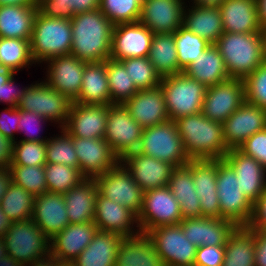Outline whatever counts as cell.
<instances>
[{
    "label": "cell",
    "instance_id": "6da1fadb",
    "mask_svg": "<svg viewBox=\"0 0 266 266\" xmlns=\"http://www.w3.org/2000/svg\"><path fill=\"white\" fill-rule=\"evenodd\" d=\"M71 53L78 59L104 62L111 55V40L114 25L100 9L75 14L71 19Z\"/></svg>",
    "mask_w": 266,
    "mask_h": 266
},
{
    "label": "cell",
    "instance_id": "7a4b0ae2",
    "mask_svg": "<svg viewBox=\"0 0 266 266\" xmlns=\"http://www.w3.org/2000/svg\"><path fill=\"white\" fill-rule=\"evenodd\" d=\"M190 160L223 159L229 148L224 142L223 123L212 121L202 112L174 120Z\"/></svg>",
    "mask_w": 266,
    "mask_h": 266
},
{
    "label": "cell",
    "instance_id": "3957f363",
    "mask_svg": "<svg viewBox=\"0 0 266 266\" xmlns=\"http://www.w3.org/2000/svg\"><path fill=\"white\" fill-rule=\"evenodd\" d=\"M225 62L229 77L244 80L266 61L263 32H224L214 44Z\"/></svg>",
    "mask_w": 266,
    "mask_h": 266
},
{
    "label": "cell",
    "instance_id": "277c9868",
    "mask_svg": "<svg viewBox=\"0 0 266 266\" xmlns=\"http://www.w3.org/2000/svg\"><path fill=\"white\" fill-rule=\"evenodd\" d=\"M31 55L37 64L52 57L68 55L72 47L71 20L50 18L36 12L30 40Z\"/></svg>",
    "mask_w": 266,
    "mask_h": 266
},
{
    "label": "cell",
    "instance_id": "5b68a950",
    "mask_svg": "<svg viewBox=\"0 0 266 266\" xmlns=\"http://www.w3.org/2000/svg\"><path fill=\"white\" fill-rule=\"evenodd\" d=\"M137 152L174 167L185 166L190 161L173 120L143 128Z\"/></svg>",
    "mask_w": 266,
    "mask_h": 266
},
{
    "label": "cell",
    "instance_id": "8992f818",
    "mask_svg": "<svg viewBox=\"0 0 266 266\" xmlns=\"http://www.w3.org/2000/svg\"><path fill=\"white\" fill-rule=\"evenodd\" d=\"M160 86L170 120L202 111L207 87L184 72L162 77Z\"/></svg>",
    "mask_w": 266,
    "mask_h": 266
},
{
    "label": "cell",
    "instance_id": "52a82bcc",
    "mask_svg": "<svg viewBox=\"0 0 266 266\" xmlns=\"http://www.w3.org/2000/svg\"><path fill=\"white\" fill-rule=\"evenodd\" d=\"M3 239L8 255L24 265L50 256V239L32 219L12 222Z\"/></svg>",
    "mask_w": 266,
    "mask_h": 266
},
{
    "label": "cell",
    "instance_id": "ba28073f",
    "mask_svg": "<svg viewBox=\"0 0 266 266\" xmlns=\"http://www.w3.org/2000/svg\"><path fill=\"white\" fill-rule=\"evenodd\" d=\"M217 195L220 218L232 221L236 226H248L253 203L241 193L239 179L232 167L224 160H217Z\"/></svg>",
    "mask_w": 266,
    "mask_h": 266
},
{
    "label": "cell",
    "instance_id": "9c48e42d",
    "mask_svg": "<svg viewBox=\"0 0 266 266\" xmlns=\"http://www.w3.org/2000/svg\"><path fill=\"white\" fill-rule=\"evenodd\" d=\"M72 101L64 94L50 87L45 81L30 84L17 108L35 112L37 115L59 124L63 128L67 123Z\"/></svg>",
    "mask_w": 266,
    "mask_h": 266
},
{
    "label": "cell",
    "instance_id": "30bf717a",
    "mask_svg": "<svg viewBox=\"0 0 266 266\" xmlns=\"http://www.w3.org/2000/svg\"><path fill=\"white\" fill-rule=\"evenodd\" d=\"M141 233L167 225L179 224L183 218L180 205L168 186L145 191L142 209L137 217Z\"/></svg>",
    "mask_w": 266,
    "mask_h": 266
},
{
    "label": "cell",
    "instance_id": "8fae6325",
    "mask_svg": "<svg viewBox=\"0 0 266 266\" xmlns=\"http://www.w3.org/2000/svg\"><path fill=\"white\" fill-rule=\"evenodd\" d=\"M165 266H194L197 247L180 224L159 226L146 233Z\"/></svg>",
    "mask_w": 266,
    "mask_h": 266
},
{
    "label": "cell",
    "instance_id": "7c38bea8",
    "mask_svg": "<svg viewBox=\"0 0 266 266\" xmlns=\"http://www.w3.org/2000/svg\"><path fill=\"white\" fill-rule=\"evenodd\" d=\"M95 180L102 196L123 205L138 217L143 205L144 191L121 162L95 177Z\"/></svg>",
    "mask_w": 266,
    "mask_h": 266
},
{
    "label": "cell",
    "instance_id": "4fadbf2b",
    "mask_svg": "<svg viewBox=\"0 0 266 266\" xmlns=\"http://www.w3.org/2000/svg\"><path fill=\"white\" fill-rule=\"evenodd\" d=\"M143 128L131 117L123 104L108 105V120L104 139L120 160L136 152Z\"/></svg>",
    "mask_w": 266,
    "mask_h": 266
},
{
    "label": "cell",
    "instance_id": "5bb4252c",
    "mask_svg": "<svg viewBox=\"0 0 266 266\" xmlns=\"http://www.w3.org/2000/svg\"><path fill=\"white\" fill-rule=\"evenodd\" d=\"M244 102V81L230 78L206 88L201 112L208 119L223 123Z\"/></svg>",
    "mask_w": 266,
    "mask_h": 266
},
{
    "label": "cell",
    "instance_id": "9a60e30c",
    "mask_svg": "<svg viewBox=\"0 0 266 266\" xmlns=\"http://www.w3.org/2000/svg\"><path fill=\"white\" fill-rule=\"evenodd\" d=\"M79 170L85 178H95L116 167L120 158L104 138L73 137Z\"/></svg>",
    "mask_w": 266,
    "mask_h": 266
},
{
    "label": "cell",
    "instance_id": "2e32d148",
    "mask_svg": "<svg viewBox=\"0 0 266 266\" xmlns=\"http://www.w3.org/2000/svg\"><path fill=\"white\" fill-rule=\"evenodd\" d=\"M154 33L139 21L113 27L110 59L148 57Z\"/></svg>",
    "mask_w": 266,
    "mask_h": 266
},
{
    "label": "cell",
    "instance_id": "e0dca14e",
    "mask_svg": "<svg viewBox=\"0 0 266 266\" xmlns=\"http://www.w3.org/2000/svg\"><path fill=\"white\" fill-rule=\"evenodd\" d=\"M45 63L48 68L44 81L73 102L80 93L84 68L88 62L68 54L52 57Z\"/></svg>",
    "mask_w": 266,
    "mask_h": 266
},
{
    "label": "cell",
    "instance_id": "ac0fdd59",
    "mask_svg": "<svg viewBox=\"0 0 266 266\" xmlns=\"http://www.w3.org/2000/svg\"><path fill=\"white\" fill-rule=\"evenodd\" d=\"M266 129V109L244 102L223 122L224 142L238 148L256 132Z\"/></svg>",
    "mask_w": 266,
    "mask_h": 266
},
{
    "label": "cell",
    "instance_id": "d6986e66",
    "mask_svg": "<svg viewBox=\"0 0 266 266\" xmlns=\"http://www.w3.org/2000/svg\"><path fill=\"white\" fill-rule=\"evenodd\" d=\"M184 0H145L138 21L154 34L174 33L183 26Z\"/></svg>",
    "mask_w": 266,
    "mask_h": 266
},
{
    "label": "cell",
    "instance_id": "ffe728a7",
    "mask_svg": "<svg viewBox=\"0 0 266 266\" xmlns=\"http://www.w3.org/2000/svg\"><path fill=\"white\" fill-rule=\"evenodd\" d=\"M120 162L144 192L168 186L171 173L175 168L168 162L137 151L128 153Z\"/></svg>",
    "mask_w": 266,
    "mask_h": 266
},
{
    "label": "cell",
    "instance_id": "44dd1931",
    "mask_svg": "<svg viewBox=\"0 0 266 266\" xmlns=\"http://www.w3.org/2000/svg\"><path fill=\"white\" fill-rule=\"evenodd\" d=\"M108 120V105H86L72 102L63 129L72 137L104 138Z\"/></svg>",
    "mask_w": 266,
    "mask_h": 266
},
{
    "label": "cell",
    "instance_id": "7402d4cb",
    "mask_svg": "<svg viewBox=\"0 0 266 266\" xmlns=\"http://www.w3.org/2000/svg\"><path fill=\"white\" fill-rule=\"evenodd\" d=\"M94 223L98 231L118 233L123 237H132L141 233L137 216L132 211L102 196L99 192L96 197Z\"/></svg>",
    "mask_w": 266,
    "mask_h": 266
},
{
    "label": "cell",
    "instance_id": "603a6c76",
    "mask_svg": "<svg viewBox=\"0 0 266 266\" xmlns=\"http://www.w3.org/2000/svg\"><path fill=\"white\" fill-rule=\"evenodd\" d=\"M186 166L192 171L193 183L200 199L201 217L220 218L217 160H190Z\"/></svg>",
    "mask_w": 266,
    "mask_h": 266
},
{
    "label": "cell",
    "instance_id": "cb8c5ba5",
    "mask_svg": "<svg viewBox=\"0 0 266 266\" xmlns=\"http://www.w3.org/2000/svg\"><path fill=\"white\" fill-rule=\"evenodd\" d=\"M98 228L94 222L68 224L50 239V256L58 262H73L92 242Z\"/></svg>",
    "mask_w": 266,
    "mask_h": 266
},
{
    "label": "cell",
    "instance_id": "d4e9b609",
    "mask_svg": "<svg viewBox=\"0 0 266 266\" xmlns=\"http://www.w3.org/2000/svg\"><path fill=\"white\" fill-rule=\"evenodd\" d=\"M223 159L239 179L241 193L254 204L266 189V169L238 148L229 149Z\"/></svg>",
    "mask_w": 266,
    "mask_h": 266
},
{
    "label": "cell",
    "instance_id": "484cf974",
    "mask_svg": "<svg viewBox=\"0 0 266 266\" xmlns=\"http://www.w3.org/2000/svg\"><path fill=\"white\" fill-rule=\"evenodd\" d=\"M123 105L142 128L170 120L160 85L151 89L138 90Z\"/></svg>",
    "mask_w": 266,
    "mask_h": 266
},
{
    "label": "cell",
    "instance_id": "4316f807",
    "mask_svg": "<svg viewBox=\"0 0 266 266\" xmlns=\"http://www.w3.org/2000/svg\"><path fill=\"white\" fill-rule=\"evenodd\" d=\"M183 234L196 247L225 246L227 238L237 227L232 221L222 218H186L179 223Z\"/></svg>",
    "mask_w": 266,
    "mask_h": 266
},
{
    "label": "cell",
    "instance_id": "83f0119b",
    "mask_svg": "<svg viewBox=\"0 0 266 266\" xmlns=\"http://www.w3.org/2000/svg\"><path fill=\"white\" fill-rule=\"evenodd\" d=\"M66 211L63 193L46 192L35 197L31 219L52 239L70 224Z\"/></svg>",
    "mask_w": 266,
    "mask_h": 266
},
{
    "label": "cell",
    "instance_id": "f1b7e54d",
    "mask_svg": "<svg viewBox=\"0 0 266 266\" xmlns=\"http://www.w3.org/2000/svg\"><path fill=\"white\" fill-rule=\"evenodd\" d=\"M218 7L224 32H263L258 20L257 0H224Z\"/></svg>",
    "mask_w": 266,
    "mask_h": 266
},
{
    "label": "cell",
    "instance_id": "f546056e",
    "mask_svg": "<svg viewBox=\"0 0 266 266\" xmlns=\"http://www.w3.org/2000/svg\"><path fill=\"white\" fill-rule=\"evenodd\" d=\"M97 192L95 178H84L78 185L64 193L70 224L94 222Z\"/></svg>",
    "mask_w": 266,
    "mask_h": 266
},
{
    "label": "cell",
    "instance_id": "4dcf8cb0",
    "mask_svg": "<svg viewBox=\"0 0 266 266\" xmlns=\"http://www.w3.org/2000/svg\"><path fill=\"white\" fill-rule=\"evenodd\" d=\"M183 14V27L215 44L224 33L221 11L218 6L191 5ZM187 9V11H186Z\"/></svg>",
    "mask_w": 266,
    "mask_h": 266
},
{
    "label": "cell",
    "instance_id": "1f68e13d",
    "mask_svg": "<svg viewBox=\"0 0 266 266\" xmlns=\"http://www.w3.org/2000/svg\"><path fill=\"white\" fill-rule=\"evenodd\" d=\"M115 266H165L145 233L123 237L117 249Z\"/></svg>",
    "mask_w": 266,
    "mask_h": 266
},
{
    "label": "cell",
    "instance_id": "d6a6232c",
    "mask_svg": "<svg viewBox=\"0 0 266 266\" xmlns=\"http://www.w3.org/2000/svg\"><path fill=\"white\" fill-rule=\"evenodd\" d=\"M73 102L86 105H111L106 61L85 65L80 93Z\"/></svg>",
    "mask_w": 266,
    "mask_h": 266
},
{
    "label": "cell",
    "instance_id": "836d02e7",
    "mask_svg": "<svg viewBox=\"0 0 266 266\" xmlns=\"http://www.w3.org/2000/svg\"><path fill=\"white\" fill-rule=\"evenodd\" d=\"M188 77L205 87L215 86L230 79L223 57L214 44L196 58L184 71Z\"/></svg>",
    "mask_w": 266,
    "mask_h": 266
},
{
    "label": "cell",
    "instance_id": "e575fe53",
    "mask_svg": "<svg viewBox=\"0 0 266 266\" xmlns=\"http://www.w3.org/2000/svg\"><path fill=\"white\" fill-rule=\"evenodd\" d=\"M122 238L118 233L97 231L92 242L72 263L75 266H115Z\"/></svg>",
    "mask_w": 266,
    "mask_h": 266
},
{
    "label": "cell",
    "instance_id": "d590c367",
    "mask_svg": "<svg viewBox=\"0 0 266 266\" xmlns=\"http://www.w3.org/2000/svg\"><path fill=\"white\" fill-rule=\"evenodd\" d=\"M38 6H0V37L31 40Z\"/></svg>",
    "mask_w": 266,
    "mask_h": 266
},
{
    "label": "cell",
    "instance_id": "8d00e7d4",
    "mask_svg": "<svg viewBox=\"0 0 266 266\" xmlns=\"http://www.w3.org/2000/svg\"><path fill=\"white\" fill-rule=\"evenodd\" d=\"M168 188L180 205L183 219L201 217L200 199L193 183L192 171L186 165L173 169Z\"/></svg>",
    "mask_w": 266,
    "mask_h": 266
},
{
    "label": "cell",
    "instance_id": "74e56055",
    "mask_svg": "<svg viewBox=\"0 0 266 266\" xmlns=\"http://www.w3.org/2000/svg\"><path fill=\"white\" fill-rule=\"evenodd\" d=\"M224 247L222 266H255V229L237 226Z\"/></svg>",
    "mask_w": 266,
    "mask_h": 266
},
{
    "label": "cell",
    "instance_id": "f35d334b",
    "mask_svg": "<svg viewBox=\"0 0 266 266\" xmlns=\"http://www.w3.org/2000/svg\"><path fill=\"white\" fill-rule=\"evenodd\" d=\"M148 58L161 77L179 74L174 33L154 34Z\"/></svg>",
    "mask_w": 266,
    "mask_h": 266
},
{
    "label": "cell",
    "instance_id": "ab89813d",
    "mask_svg": "<svg viewBox=\"0 0 266 266\" xmlns=\"http://www.w3.org/2000/svg\"><path fill=\"white\" fill-rule=\"evenodd\" d=\"M0 64L14 74L36 64L31 55L30 40L0 37Z\"/></svg>",
    "mask_w": 266,
    "mask_h": 266
},
{
    "label": "cell",
    "instance_id": "60d3db41",
    "mask_svg": "<svg viewBox=\"0 0 266 266\" xmlns=\"http://www.w3.org/2000/svg\"><path fill=\"white\" fill-rule=\"evenodd\" d=\"M35 197L13 182L7 188L0 207L11 221H24L33 215Z\"/></svg>",
    "mask_w": 266,
    "mask_h": 266
},
{
    "label": "cell",
    "instance_id": "b9f144b4",
    "mask_svg": "<svg viewBox=\"0 0 266 266\" xmlns=\"http://www.w3.org/2000/svg\"><path fill=\"white\" fill-rule=\"evenodd\" d=\"M106 72L108 76L111 105L124 104L138 90L130 80L128 72L120 61L106 60Z\"/></svg>",
    "mask_w": 266,
    "mask_h": 266
},
{
    "label": "cell",
    "instance_id": "7bdbcfd3",
    "mask_svg": "<svg viewBox=\"0 0 266 266\" xmlns=\"http://www.w3.org/2000/svg\"><path fill=\"white\" fill-rule=\"evenodd\" d=\"M176 44L179 73H182L200 53H203L210 43L198 35L181 26L174 32Z\"/></svg>",
    "mask_w": 266,
    "mask_h": 266
},
{
    "label": "cell",
    "instance_id": "ee69618b",
    "mask_svg": "<svg viewBox=\"0 0 266 266\" xmlns=\"http://www.w3.org/2000/svg\"><path fill=\"white\" fill-rule=\"evenodd\" d=\"M100 0H38V11L50 18L71 19L75 14L99 9Z\"/></svg>",
    "mask_w": 266,
    "mask_h": 266
},
{
    "label": "cell",
    "instance_id": "f6af8a7d",
    "mask_svg": "<svg viewBox=\"0 0 266 266\" xmlns=\"http://www.w3.org/2000/svg\"><path fill=\"white\" fill-rule=\"evenodd\" d=\"M44 169L48 192L51 193L64 194L85 178L78 168L63 164L46 163Z\"/></svg>",
    "mask_w": 266,
    "mask_h": 266
},
{
    "label": "cell",
    "instance_id": "bcb514c9",
    "mask_svg": "<svg viewBox=\"0 0 266 266\" xmlns=\"http://www.w3.org/2000/svg\"><path fill=\"white\" fill-rule=\"evenodd\" d=\"M61 135L50 137L46 141V163L63 164L79 169L73 137L61 128Z\"/></svg>",
    "mask_w": 266,
    "mask_h": 266
},
{
    "label": "cell",
    "instance_id": "7dc6e473",
    "mask_svg": "<svg viewBox=\"0 0 266 266\" xmlns=\"http://www.w3.org/2000/svg\"><path fill=\"white\" fill-rule=\"evenodd\" d=\"M137 90H146L159 86L162 77L155 70L148 57L127 58L120 61Z\"/></svg>",
    "mask_w": 266,
    "mask_h": 266
},
{
    "label": "cell",
    "instance_id": "c3c4849f",
    "mask_svg": "<svg viewBox=\"0 0 266 266\" xmlns=\"http://www.w3.org/2000/svg\"><path fill=\"white\" fill-rule=\"evenodd\" d=\"M12 182L23 187L34 197L48 192L44 166H9Z\"/></svg>",
    "mask_w": 266,
    "mask_h": 266
},
{
    "label": "cell",
    "instance_id": "681fc988",
    "mask_svg": "<svg viewBox=\"0 0 266 266\" xmlns=\"http://www.w3.org/2000/svg\"><path fill=\"white\" fill-rule=\"evenodd\" d=\"M99 9L115 26L138 22L141 3L138 0H100Z\"/></svg>",
    "mask_w": 266,
    "mask_h": 266
},
{
    "label": "cell",
    "instance_id": "f907efd6",
    "mask_svg": "<svg viewBox=\"0 0 266 266\" xmlns=\"http://www.w3.org/2000/svg\"><path fill=\"white\" fill-rule=\"evenodd\" d=\"M46 142L15 141L11 165L44 166Z\"/></svg>",
    "mask_w": 266,
    "mask_h": 266
},
{
    "label": "cell",
    "instance_id": "816d5d0a",
    "mask_svg": "<svg viewBox=\"0 0 266 266\" xmlns=\"http://www.w3.org/2000/svg\"><path fill=\"white\" fill-rule=\"evenodd\" d=\"M243 81L245 102L266 109V61Z\"/></svg>",
    "mask_w": 266,
    "mask_h": 266
},
{
    "label": "cell",
    "instance_id": "f5cc1de1",
    "mask_svg": "<svg viewBox=\"0 0 266 266\" xmlns=\"http://www.w3.org/2000/svg\"><path fill=\"white\" fill-rule=\"evenodd\" d=\"M15 75L0 64V103H5L11 107H17L27 89V86L22 89L17 88Z\"/></svg>",
    "mask_w": 266,
    "mask_h": 266
},
{
    "label": "cell",
    "instance_id": "db71d44e",
    "mask_svg": "<svg viewBox=\"0 0 266 266\" xmlns=\"http://www.w3.org/2000/svg\"><path fill=\"white\" fill-rule=\"evenodd\" d=\"M45 122L50 121L40 115H37L35 112L21 110V118L18 121V132H24L23 134H25V138H22L19 141L46 142L49 139L46 138L47 136L42 137L40 135H37L40 134L39 132L43 127L42 124H45Z\"/></svg>",
    "mask_w": 266,
    "mask_h": 266
},
{
    "label": "cell",
    "instance_id": "11a10c76",
    "mask_svg": "<svg viewBox=\"0 0 266 266\" xmlns=\"http://www.w3.org/2000/svg\"><path fill=\"white\" fill-rule=\"evenodd\" d=\"M238 149L245 155L253 157L266 169V129L250 136Z\"/></svg>",
    "mask_w": 266,
    "mask_h": 266
},
{
    "label": "cell",
    "instance_id": "9f6ffc18",
    "mask_svg": "<svg viewBox=\"0 0 266 266\" xmlns=\"http://www.w3.org/2000/svg\"><path fill=\"white\" fill-rule=\"evenodd\" d=\"M224 256V246H200L197 247L194 266H222Z\"/></svg>",
    "mask_w": 266,
    "mask_h": 266
},
{
    "label": "cell",
    "instance_id": "6f0895ef",
    "mask_svg": "<svg viewBox=\"0 0 266 266\" xmlns=\"http://www.w3.org/2000/svg\"><path fill=\"white\" fill-rule=\"evenodd\" d=\"M4 111V112H3ZM21 118V110L17 107H7L0 113V133L15 142V132H18V121Z\"/></svg>",
    "mask_w": 266,
    "mask_h": 266
},
{
    "label": "cell",
    "instance_id": "680465c9",
    "mask_svg": "<svg viewBox=\"0 0 266 266\" xmlns=\"http://www.w3.org/2000/svg\"><path fill=\"white\" fill-rule=\"evenodd\" d=\"M247 227L262 231L266 229V189L253 204L252 217Z\"/></svg>",
    "mask_w": 266,
    "mask_h": 266
},
{
    "label": "cell",
    "instance_id": "91938a15",
    "mask_svg": "<svg viewBox=\"0 0 266 266\" xmlns=\"http://www.w3.org/2000/svg\"><path fill=\"white\" fill-rule=\"evenodd\" d=\"M14 141L0 133V168H9L12 163Z\"/></svg>",
    "mask_w": 266,
    "mask_h": 266
},
{
    "label": "cell",
    "instance_id": "94428289",
    "mask_svg": "<svg viewBox=\"0 0 266 266\" xmlns=\"http://www.w3.org/2000/svg\"><path fill=\"white\" fill-rule=\"evenodd\" d=\"M255 266H266V233L255 230Z\"/></svg>",
    "mask_w": 266,
    "mask_h": 266
},
{
    "label": "cell",
    "instance_id": "6125c7cd",
    "mask_svg": "<svg viewBox=\"0 0 266 266\" xmlns=\"http://www.w3.org/2000/svg\"><path fill=\"white\" fill-rule=\"evenodd\" d=\"M11 183H12V175L10 169L0 168V202Z\"/></svg>",
    "mask_w": 266,
    "mask_h": 266
},
{
    "label": "cell",
    "instance_id": "be15d7a7",
    "mask_svg": "<svg viewBox=\"0 0 266 266\" xmlns=\"http://www.w3.org/2000/svg\"><path fill=\"white\" fill-rule=\"evenodd\" d=\"M258 20L262 30L266 29V0H257Z\"/></svg>",
    "mask_w": 266,
    "mask_h": 266
},
{
    "label": "cell",
    "instance_id": "e7e4bbea",
    "mask_svg": "<svg viewBox=\"0 0 266 266\" xmlns=\"http://www.w3.org/2000/svg\"><path fill=\"white\" fill-rule=\"evenodd\" d=\"M12 222L0 207V238L5 236Z\"/></svg>",
    "mask_w": 266,
    "mask_h": 266
},
{
    "label": "cell",
    "instance_id": "03108f58",
    "mask_svg": "<svg viewBox=\"0 0 266 266\" xmlns=\"http://www.w3.org/2000/svg\"><path fill=\"white\" fill-rule=\"evenodd\" d=\"M4 5L37 6L38 0H0V6Z\"/></svg>",
    "mask_w": 266,
    "mask_h": 266
},
{
    "label": "cell",
    "instance_id": "003e7915",
    "mask_svg": "<svg viewBox=\"0 0 266 266\" xmlns=\"http://www.w3.org/2000/svg\"><path fill=\"white\" fill-rule=\"evenodd\" d=\"M25 266H59V262L55 258L49 256L46 259L36 261Z\"/></svg>",
    "mask_w": 266,
    "mask_h": 266
},
{
    "label": "cell",
    "instance_id": "a7ac6f4b",
    "mask_svg": "<svg viewBox=\"0 0 266 266\" xmlns=\"http://www.w3.org/2000/svg\"><path fill=\"white\" fill-rule=\"evenodd\" d=\"M0 266H25V265L7 254L6 256L0 258Z\"/></svg>",
    "mask_w": 266,
    "mask_h": 266
},
{
    "label": "cell",
    "instance_id": "89a4df30",
    "mask_svg": "<svg viewBox=\"0 0 266 266\" xmlns=\"http://www.w3.org/2000/svg\"><path fill=\"white\" fill-rule=\"evenodd\" d=\"M193 1V2H192ZM224 0H191L194 5L219 6Z\"/></svg>",
    "mask_w": 266,
    "mask_h": 266
},
{
    "label": "cell",
    "instance_id": "2644e50d",
    "mask_svg": "<svg viewBox=\"0 0 266 266\" xmlns=\"http://www.w3.org/2000/svg\"><path fill=\"white\" fill-rule=\"evenodd\" d=\"M8 254L5 246V241L3 238H0V258L6 256Z\"/></svg>",
    "mask_w": 266,
    "mask_h": 266
},
{
    "label": "cell",
    "instance_id": "8c879c8a",
    "mask_svg": "<svg viewBox=\"0 0 266 266\" xmlns=\"http://www.w3.org/2000/svg\"><path fill=\"white\" fill-rule=\"evenodd\" d=\"M59 266H75V265L71 262H59Z\"/></svg>",
    "mask_w": 266,
    "mask_h": 266
},
{
    "label": "cell",
    "instance_id": "753ad0ef",
    "mask_svg": "<svg viewBox=\"0 0 266 266\" xmlns=\"http://www.w3.org/2000/svg\"><path fill=\"white\" fill-rule=\"evenodd\" d=\"M264 41H265V58H266V29L263 30Z\"/></svg>",
    "mask_w": 266,
    "mask_h": 266
},
{
    "label": "cell",
    "instance_id": "34e18365",
    "mask_svg": "<svg viewBox=\"0 0 266 266\" xmlns=\"http://www.w3.org/2000/svg\"><path fill=\"white\" fill-rule=\"evenodd\" d=\"M141 4L145 1V0H138Z\"/></svg>",
    "mask_w": 266,
    "mask_h": 266
}]
</instances>
